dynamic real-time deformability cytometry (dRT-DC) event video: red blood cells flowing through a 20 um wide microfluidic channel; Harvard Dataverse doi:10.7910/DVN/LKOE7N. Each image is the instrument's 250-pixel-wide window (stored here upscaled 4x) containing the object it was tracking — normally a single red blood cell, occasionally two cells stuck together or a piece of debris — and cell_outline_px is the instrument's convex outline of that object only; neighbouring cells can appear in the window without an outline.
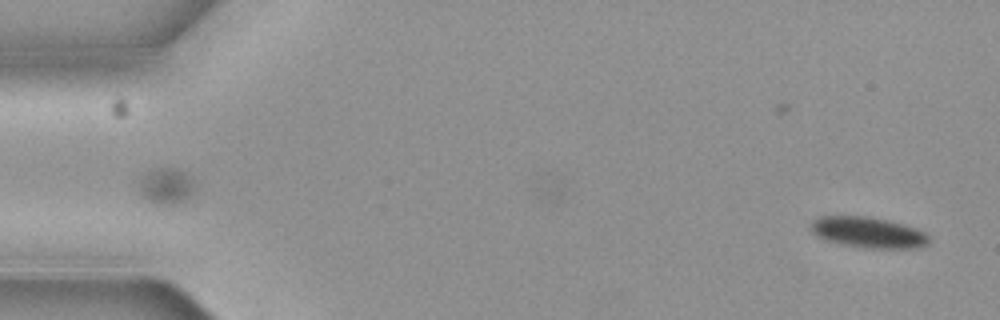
{"species": "common noctule bat (a hibernating species)", "species_latin": "Nyctalus noctula", "temperature_condition": "cold", "stored_images_in_passage": 10, "camera_frame_rate_fps": 3000, "um_per_image_px": 0.085, "animal": {"sex": "female", "body_mass_g": 19.3, "forearm_length_mm": 54.1}, "frame": {"image": 1, "passage_image": 1, "time_ms": 0.0, "image_size_px": [1000, 320], "cell_outline_px": [[932, 240], [928, 244], [920, 248], [864, 248], [840, 244], [824, 240], [816, 236], [812, 232], [812, 220], [820, 216], [872, 216], [904, 224], [916, 228], [924, 232]], "centroid_in_image_um": [73.82, 19.76], "position_along_channel_um": 11.2, "area_um2": 21.56}}
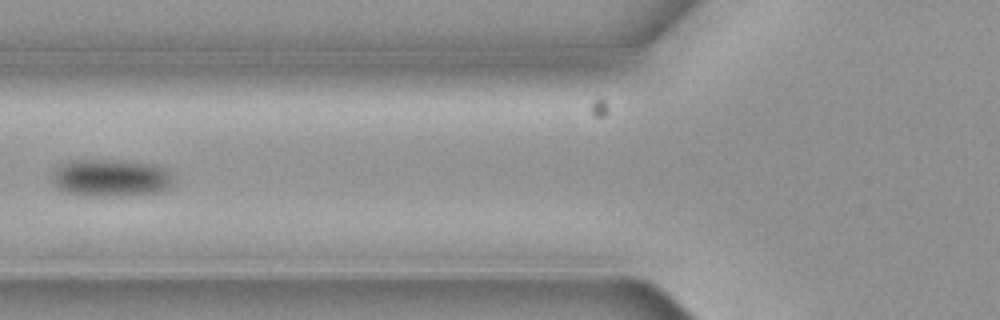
{"frame": {"image": 2, "passage_image": 6, "time_ms": 1.667, "image_size_px": [1000, 320], "cell_outline_px": [[172, 184], [156, 192], [120, 196], [88, 196], [60, 192], [56, 188], [52, 180], [52, 172], [60, 164], [68, 160], [124, 160], [152, 164], [164, 168], [172, 176]], "centroid_in_image_um": [9.32, 15.12], "position_along_channel_um": 116.5, "area_um2": 26.65}}
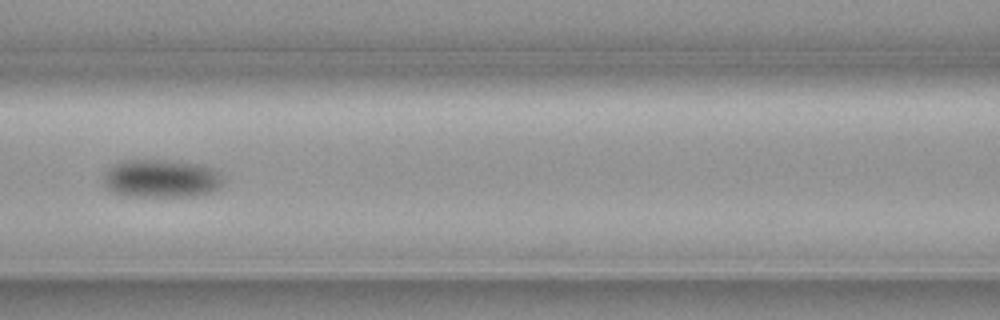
{"frame": {"image": 3, "passage_image": 7, "time_ms": 2.0, "image_size_px": [1000, 320], "cell_outline_px": [[224, 184], [220, 188], [196, 196], [124, 196], [112, 192], [104, 188], [100, 176], [112, 164], [124, 160], [168, 160], [200, 164], [212, 168], [220, 172], [224, 176]], "centroid_in_image_um": [13.66, 15.17], "position_along_channel_um": 152.9, "area_um2": 27.34}}